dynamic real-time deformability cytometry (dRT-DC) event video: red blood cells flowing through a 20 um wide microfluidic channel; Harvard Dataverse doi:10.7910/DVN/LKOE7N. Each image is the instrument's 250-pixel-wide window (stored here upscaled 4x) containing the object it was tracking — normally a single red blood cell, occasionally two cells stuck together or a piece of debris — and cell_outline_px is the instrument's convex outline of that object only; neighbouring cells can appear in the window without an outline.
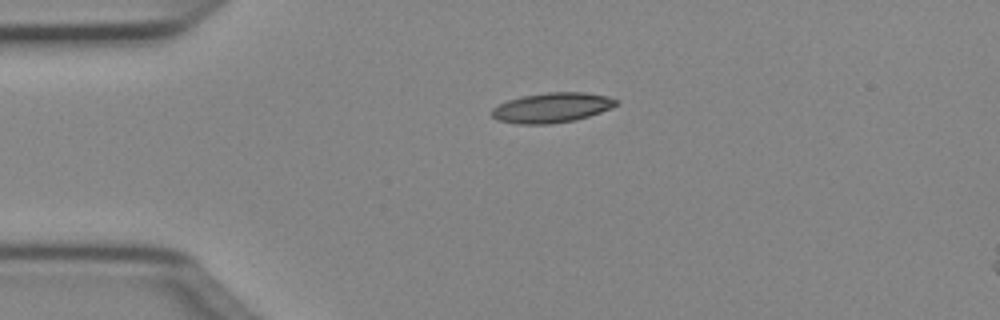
{"species": "Egyptian fruit bat (a non-hibernating species)", "species_latin": "Rousettus aegyptiacus", "temperature_condition": "cold", "stored_images_in_passage": 40, "camera_frame_rate_fps": 3000, "um_per_image_px": 0.085, "animal": {"sex": "female"}, "frame": {"image": 1, "passage_image": 1, "time_ms": 0.0, "image_size_px": [1000, 320], "cell_outline_px": [[620, 100], [612, 108], [576, 120], [548, 124], [520, 124], [496, 120], [492, 116], [492, 108], [508, 100], [524, 96], [548, 92], [584, 92], [608, 96]], "centroid_in_image_um": [46.93, 9.15], "position_along_channel_um": 38.1, "area_um2": 21.62}}
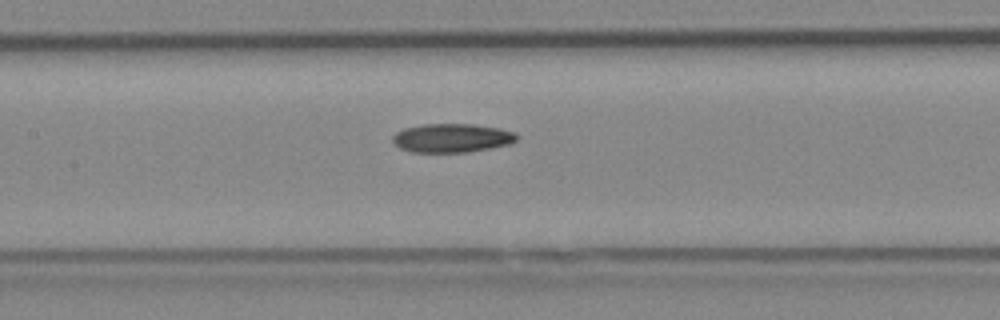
{"frame": {"image": 2, "passage_image": 13, "time_ms": 4.0, "image_size_px": [1000, 320], "cell_outline_px": [[520, 136], [516, 140], [508, 144], [468, 152], [412, 152], [400, 148], [392, 144], [392, 136], [396, 132], [404, 128], [424, 124], [472, 124], [500, 128], [516, 132]], "centroid_in_image_um": [38.39, 11.72], "position_along_channel_um": 169.0, "area_um2": 20.92}}
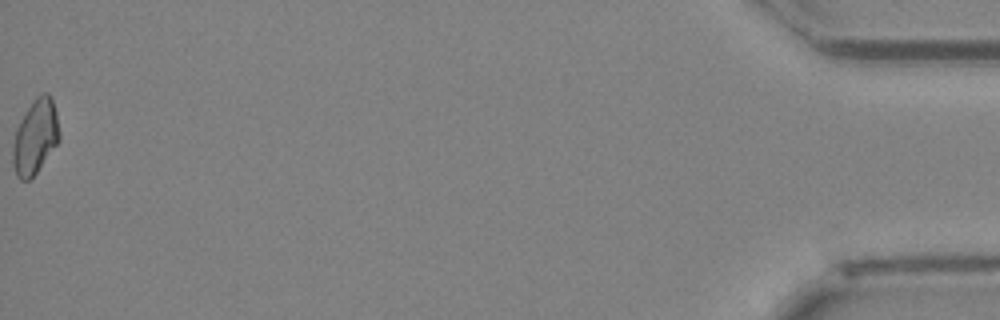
{"frame": {"image": 3, "passage_image": 40, "time_ms": 13.0, "image_size_px": [1000, 320], "cell_outline_px": [[60, 140], [36, 172], [28, 180], [20, 180], [16, 176], [12, 164], [12, 144], [16, 128], [28, 108], [36, 96], [44, 92], [48, 92], [52, 96], [56, 112], [60, 132]], "centroid_in_image_um": [3.0, 11.62], "position_along_channel_um": 432.2, "area_um2": 20.29}, "authors_computed_cell_mechanics": {"area_um2": 20.23, "velocity_mm_per_s": 4.0438, "shape_relaxation_time_tau1_ms": 9.9283, "shape_relaxation_time_tau2_ms": null, "deformation_change_tau1": 0.2134, "deformation_change_tau2": null}}